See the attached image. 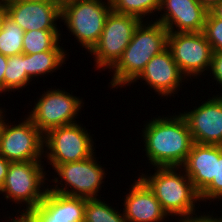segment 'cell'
Here are the masks:
<instances>
[{
    "mask_svg": "<svg viewBox=\"0 0 222 222\" xmlns=\"http://www.w3.org/2000/svg\"><path fill=\"white\" fill-rule=\"evenodd\" d=\"M24 32L7 16L0 31V53L7 57L22 54Z\"/></svg>",
    "mask_w": 222,
    "mask_h": 222,
    "instance_id": "cb8c5ba5",
    "label": "cell"
},
{
    "mask_svg": "<svg viewBox=\"0 0 222 222\" xmlns=\"http://www.w3.org/2000/svg\"><path fill=\"white\" fill-rule=\"evenodd\" d=\"M61 6H63L64 4L74 1V0H56Z\"/></svg>",
    "mask_w": 222,
    "mask_h": 222,
    "instance_id": "d590c367",
    "label": "cell"
},
{
    "mask_svg": "<svg viewBox=\"0 0 222 222\" xmlns=\"http://www.w3.org/2000/svg\"><path fill=\"white\" fill-rule=\"evenodd\" d=\"M200 4H202L208 11L212 9L216 4H218L221 0H197Z\"/></svg>",
    "mask_w": 222,
    "mask_h": 222,
    "instance_id": "d6a6232c",
    "label": "cell"
},
{
    "mask_svg": "<svg viewBox=\"0 0 222 222\" xmlns=\"http://www.w3.org/2000/svg\"><path fill=\"white\" fill-rule=\"evenodd\" d=\"M14 1H16V0H0V4H5V5H7V4H9V3H11V2H14Z\"/></svg>",
    "mask_w": 222,
    "mask_h": 222,
    "instance_id": "8d00e7d4",
    "label": "cell"
},
{
    "mask_svg": "<svg viewBox=\"0 0 222 222\" xmlns=\"http://www.w3.org/2000/svg\"><path fill=\"white\" fill-rule=\"evenodd\" d=\"M85 198L47 190L38 207L27 215L33 222H84Z\"/></svg>",
    "mask_w": 222,
    "mask_h": 222,
    "instance_id": "e0dca14e",
    "label": "cell"
},
{
    "mask_svg": "<svg viewBox=\"0 0 222 222\" xmlns=\"http://www.w3.org/2000/svg\"><path fill=\"white\" fill-rule=\"evenodd\" d=\"M7 218H9V220L5 222H33L27 214H16L14 217L9 215Z\"/></svg>",
    "mask_w": 222,
    "mask_h": 222,
    "instance_id": "4dcf8cb0",
    "label": "cell"
},
{
    "mask_svg": "<svg viewBox=\"0 0 222 222\" xmlns=\"http://www.w3.org/2000/svg\"><path fill=\"white\" fill-rule=\"evenodd\" d=\"M129 185V193L123 198V215L128 222H167V213L152 190L140 178Z\"/></svg>",
    "mask_w": 222,
    "mask_h": 222,
    "instance_id": "2e32d148",
    "label": "cell"
},
{
    "mask_svg": "<svg viewBox=\"0 0 222 222\" xmlns=\"http://www.w3.org/2000/svg\"><path fill=\"white\" fill-rule=\"evenodd\" d=\"M214 211L215 210L212 211V214H209L210 211L209 212L206 211V213L203 212L202 215H201V213H199L200 211H198L197 215L193 214V215L183 218L179 221L177 220V222H222V215L219 217L215 216V215H213V213H215Z\"/></svg>",
    "mask_w": 222,
    "mask_h": 222,
    "instance_id": "83f0119b",
    "label": "cell"
},
{
    "mask_svg": "<svg viewBox=\"0 0 222 222\" xmlns=\"http://www.w3.org/2000/svg\"><path fill=\"white\" fill-rule=\"evenodd\" d=\"M112 11L110 0H74L61 6V20L88 53L101 37L106 19Z\"/></svg>",
    "mask_w": 222,
    "mask_h": 222,
    "instance_id": "5b68a950",
    "label": "cell"
},
{
    "mask_svg": "<svg viewBox=\"0 0 222 222\" xmlns=\"http://www.w3.org/2000/svg\"><path fill=\"white\" fill-rule=\"evenodd\" d=\"M7 8L5 4H0V31L2 30L3 24L7 18Z\"/></svg>",
    "mask_w": 222,
    "mask_h": 222,
    "instance_id": "1f68e13d",
    "label": "cell"
},
{
    "mask_svg": "<svg viewBox=\"0 0 222 222\" xmlns=\"http://www.w3.org/2000/svg\"><path fill=\"white\" fill-rule=\"evenodd\" d=\"M26 54L9 56L4 74V94L23 90L32 80L26 74Z\"/></svg>",
    "mask_w": 222,
    "mask_h": 222,
    "instance_id": "44dd1931",
    "label": "cell"
},
{
    "mask_svg": "<svg viewBox=\"0 0 222 222\" xmlns=\"http://www.w3.org/2000/svg\"><path fill=\"white\" fill-rule=\"evenodd\" d=\"M24 117L19 124L14 121V125L5 118L0 132V154L9 162L42 161L44 134L27 115Z\"/></svg>",
    "mask_w": 222,
    "mask_h": 222,
    "instance_id": "30bf717a",
    "label": "cell"
},
{
    "mask_svg": "<svg viewBox=\"0 0 222 222\" xmlns=\"http://www.w3.org/2000/svg\"><path fill=\"white\" fill-rule=\"evenodd\" d=\"M168 49L188 80H201L202 75L209 73L213 50L203 31L169 33Z\"/></svg>",
    "mask_w": 222,
    "mask_h": 222,
    "instance_id": "8fae6325",
    "label": "cell"
},
{
    "mask_svg": "<svg viewBox=\"0 0 222 222\" xmlns=\"http://www.w3.org/2000/svg\"><path fill=\"white\" fill-rule=\"evenodd\" d=\"M160 1L161 0H110L113 12L136 16L141 21H150V19L154 21L152 16L155 14L157 16L155 15L153 17H159L157 13L160 8ZM146 16L148 17L146 18ZM150 16L151 18H149Z\"/></svg>",
    "mask_w": 222,
    "mask_h": 222,
    "instance_id": "7402d4cb",
    "label": "cell"
},
{
    "mask_svg": "<svg viewBox=\"0 0 222 222\" xmlns=\"http://www.w3.org/2000/svg\"><path fill=\"white\" fill-rule=\"evenodd\" d=\"M69 54L67 51H44L34 54H26V74L33 80L34 77L42 78L44 75H50L60 67L66 64Z\"/></svg>",
    "mask_w": 222,
    "mask_h": 222,
    "instance_id": "d6986e66",
    "label": "cell"
},
{
    "mask_svg": "<svg viewBox=\"0 0 222 222\" xmlns=\"http://www.w3.org/2000/svg\"><path fill=\"white\" fill-rule=\"evenodd\" d=\"M177 113L156 115L143 125V151L153 167H181L191 151L192 135L184 117Z\"/></svg>",
    "mask_w": 222,
    "mask_h": 222,
    "instance_id": "6da1fadb",
    "label": "cell"
},
{
    "mask_svg": "<svg viewBox=\"0 0 222 222\" xmlns=\"http://www.w3.org/2000/svg\"><path fill=\"white\" fill-rule=\"evenodd\" d=\"M168 35V30L160 22L141 21L120 59L108 70L113 72L108 87L131 86L150 59L168 48Z\"/></svg>",
    "mask_w": 222,
    "mask_h": 222,
    "instance_id": "7a4b0ae2",
    "label": "cell"
},
{
    "mask_svg": "<svg viewBox=\"0 0 222 222\" xmlns=\"http://www.w3.org/2000/svg\"><path fill=\"white\" fill-rule=\"evenodd\" d=\"M81 122L51 129L44 135V156L54 170L58 165L85 160L95 152L93 135Z\"/></svg>",
    "mask_w": 222,
    "mask_h": 222,
    "instance_id": "52a82bcc",
    "label": "cell"
},
{
    "mask_svg": "<svg viewBox=\"0 0 222 222\" xmlns=\"http://www.w3.org/2000/svg\"><path fill=\"white\" fill-rule=\"evenodd\" d=\"M34 100V107L28 112L33 124L45 135L51 129L76 123V117L84 107L83 98L72 95L63 88H48ZM63 89V90H62Z\"/></svg>",
    "mask_w": 222,
    "mask_h": 222,
    "instance_id": "ba28073f",
    "label": "cell"
},
{
    "mask_svg": "<svg viewBox=\"0 0 222 222\" xmlns=\"http://www.w3.org/2000/svg\"><path fill=\"white\" fill-rule=\"evenodd\" d=\"M4 113H6L5 109L0 107V132H1L5 117H6V114H4Z\"/></svg>",
    "mask_w": 222,
    "mask_h": 222,
    "instance_id": "e575fe53",
    "label": "cell"
},
{
    "mask_svg": "<svg viewBox=\"0 0 222 222\" xmlns=\"http://www.w3.org/2000/svg\"><path fill=\"white\" fill-rule=\"evenodd\" d=\"M8 57L0 53V96L4 93V74Z\"/></svg>",
    "mask_w": 222,
    "mask_h": 222,
    "instance_id": "f1b7e54d",
    "label": "cell"
},
{
    "mask_svg": "<svg viewBox=\"0 0 222 222\" xmlns=\"http://www.w3.org/2000/svg\"><path fill=\"white\" fill-rule=\"evenodd\" d=\"M153 174L140 173L139 177L152 190L163 210L171 219L181 220L201 207L199 193L181 167H154ZM198 201V202H197ZM198 205L196 207L195 205ZM173 216V217H172Z\"/></svg>",
    "mask_w": 222,
    "mask_h": 222,
    "instance_id": "3957f363",
    "label": "cell"
},
{
    "mask_svg": "<svg viewBox=\"0 0 222 222\" xmlns=\"http://www.w3.org/2000/svg\"><path fill=\"white\" fill-rule=\"evenodd\" d=\"M42 162L44 163V160L10 163L0 194L5 196L7 201L11 200L9 202L22 204L20 206L24 207L23 211L19 206L16 214H28L38 207L49 189L50 180Z\"/></svg>",
    "mask_w": 222,
    "mask_h": 222,
    "instance_id": "277c9868",
    "label": "cell"
},
{
    "mask_svg": "<svg viewBox=\"0 0 222 222\" xmlns=\"http://www.w3.org/2000/svg\"><path fill=\"white\" fill-rule=\"evenodd\" d=\"M203 33L210 43L213 52L222 51V19L217 18L210 10L207 13Z\"/></svg>",
    "mask_w": 222,
    "mask_h": 222,
    "instance_id": "d4e9b609",
    "label": "cell"
},
{
    "mask_svg": "<svg viewBox=\"0 0 222 222\" xmlns=\"http://www.w3.org/2000/svg\"><path fill=\"white\" fill-rule=\"evenodd\" d=\"M138 80L145 81L144 85L146 84L149 89H153L160 98L166 96V100L168 96L174 97V94L180 91L181 86L185 83L184 81L189 82L173 60L168 48L153 56L146 64L145 69L131 84L139 82Z\"/></svg>",
    "mask_w": 222,
    "mask_h": 222,
    "instance_id": "5bb4252c",
    "label": "cell"
},
{
    "mask_svg": "<svg viewBox=\"0 0 222 222\" xmlns=\"http://www.w3.org/2000/svg\"><path fill=\"white\" fill-rule=\"evenodd\" d=\"M60 30H32L25 31L23 37V54H34L44 51H67L60 46Z\"/></svg>",
    "mask_w": 222,
    "mask_h": 222,
    "instance_id": "ffe728a7",
    "label": "cell"
},
{
    "mask_svg": "<svg viewBox=\"0 0 222 222\" xmlns=\"http://www.w3.org/2000/svg\"><path fill=\"white\" fill-rule=\"evenodd\" d=\"M10 163L8 160H6L1 154H0V189L2 188L5 177L8 172V168L10 166Z\"/></svg>",
    "mask_w": 222,
    "mask_h": 222,
    "instance_id": "f546056e",
    "label": "cell"
},
{
    "mask_svg": "<svg viewBox=\"0 0 222 222\" xmlns=\"http://www.w3.org/2000/svg\"><path fill=\"white\" fill-rule=\"evenodd\" d=\"M199 106L184 111L194 143L222 146V93L208 97Z\"/></svg>",
    "mask_w": 222,
    "mask_h": 222,
    "instance_id": "7c38bea8",
    "label": "cell"
},
{
    "mask_svg": "<svg viewBox=\"0 0 222 222\" xmlns=\"http://www.w3.org/2000/svg\"><path fill=\"white\" fill-rule=\"evenodd\" d=\"M6 8L8 17L24 31L60 30L61 5L56 0L14 1Z\"/></svg>",
    "mask_w": 222,
    "mask_h": 222,
    "instance_id": "4fadbf2b",
    "label": "cell"
},
{
    "mask_svg": "<svg viewBox=\"0 0 222 222\" xmlns=\"http://www.w3.org/2000/svg\"><path fill=\"white\" fill-rule=\"evenodd\" d=\"M199 197L201 202H207L209 200V206L212 201L219 202L222 199V154L219 156V160H216L215 178L199 194Z\"/></svg>",
    "mask_w": 222,
    "mask_h": 222,
    "instance_id": "484cf974",
    "label": "cell"
},
{
    "mask_svg": "<svg viewBox=\"0 0 222 222\" xmlns=\"http://www.w3.org/2000/svg\"><path fill=\"white\" fill-rule=\"evenodd\" d=\"M141 20L132 15L111 11L106 19L101 37L89 52L95 61V70L111 69L129 45L134 30ZM102 69V70H101Z\"/></svg>",
    "mask_w": 222,
    "mask_h": 222,
    "instance_id": "9c48e42d",
    "label": "cell"
},
{
    "mask_svg": "<svg viewBox=\"0 0 222 222\" xmlns=\"http://www.w3.org/2000/svg\"><path fill=\"white\" fill-rule=\"evenodd\" d=\"M159 13L168 33L202 32L208 10L197 0H161Z\"/></svg>",
    "mask_w": 222,
    "mask_h": 222,
    "instance_id": "9a60e30c",
    "label": "cell"
},
{
    "mask_svg": "<svg viewBox=\"0 0 222 222\" xmlns=\"http://www.w3.org/2000/svg\"><path fill=\"white\" fill-rule=\"evenodd\" d=\"M95 154L96 152L85 160L58 165L54 169V173L58 177L54 174V179L51 181L54 182V185H48L49 190L72 197L101 198V194L99 197L98 193L102 186L104 187L102 184L105 182L103 180L107 174L106 168L99 164L101 162L96 159Z\"/></svg>",
    "mask_w": 222,
    "mask_h": 222,
    "instance_id": "8992f818",
    "label": "cell"
},
{
    "mask_svg": "<svg viewBox=\"0 0 222 222\" xmlns=\"http://www.w3.org/2000/svg\"><path fill=\"white\" fill-rule=\"evenodd\" d=\"M209 72L208 76L216 81V86L219 84L222 87V51L213 52Z\"/></svg>",
    "mask_w": 222,
    "mask_h": 222,
    "instance_id": "4316f807",
    "label": "cell"
},
{
    "mask_svg": "<svg viewBox=\"0 0 222 222\" xmlns=\"http://www.w3.org/2000/svg\"><path fill=\"white\" fill-rule=\"evenodd\" d=\"M210 11L217 17L222 19V0L216 4Z\"/></svg>",
    "mask_w": 222,
    "mask_h": 222,
    "instance_id": "836d02e7",
    "label": "cell"
},
{
    "mask_svg": "<svg viewBox=\"0 0 222 222\" xmlns=\"http://www.w3.org/2000/svg\"><path fill=\"white\" fill-rule=\"evenodd\" d=\"M99 198L86 199L84 222H128L123 212Z\"/></svg>",
    "mask_w": 222,
    "mask_h": 222,
    "instance_id": "603a6c76",
    "label": "cell"
},
{
    "mask_svg": "<svg viewBox=\"0 0 222 222\" xmlns=\"http://www.w3.org/2000/svg\"><path fill=\"white\" fill-rule=\"evenodd\" d=\"M222 154V146L194 143L181 168L191 179L200 194L215 178L216 160Z\"/></svg>",
    "mask_w": 222,
    "mask_h": 222,
    "instance_id": "ac0fdd59",
    "label": "cell"
}]
</instances>
